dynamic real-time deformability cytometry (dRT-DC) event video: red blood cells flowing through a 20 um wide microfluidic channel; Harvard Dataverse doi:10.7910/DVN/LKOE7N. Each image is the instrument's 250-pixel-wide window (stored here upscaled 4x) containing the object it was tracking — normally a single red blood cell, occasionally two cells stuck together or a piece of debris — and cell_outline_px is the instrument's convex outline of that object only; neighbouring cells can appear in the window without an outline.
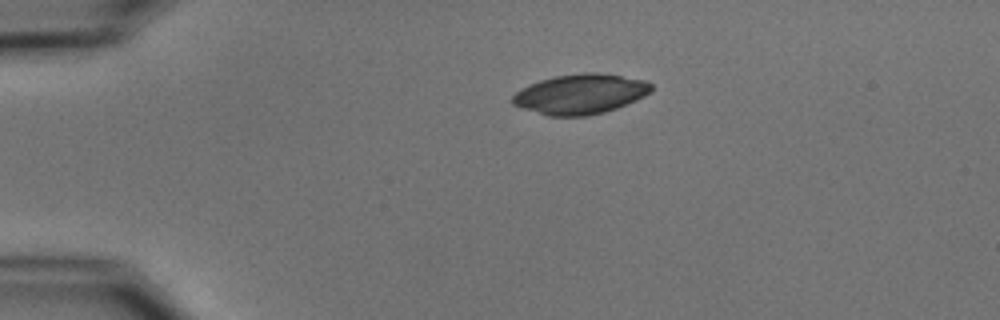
{"species": "common noctule bat (a hibernating species)", "species_latin": "Nyctalus noctula", "temperature_condition": "cold", "stored_images_in_passage": 2, "camera_frame_rate_fps": 3000, "um_per_image_px": 0.085, "animal": {"sex": "male", "body_mass_g": 15.6}, "frame": {"image": 1, "passage_image": 1, "time_ms": 0.0, "image_size_px": [1000, 320], "cell_outline_px": [[652, 92], [636, 100], [616, 108], [604, 112], [588, 116], [548, 116], [512, 104], [512, 96], [520, 88], [528, 84], [540, 80], [556, 76], [584, 72], [600, 72], [644, 80], [652, 84]], "centroid_in_image_um": [49.33, 7.99], "position_along_channel_um": 35.7, "area_um2": 32.37}}